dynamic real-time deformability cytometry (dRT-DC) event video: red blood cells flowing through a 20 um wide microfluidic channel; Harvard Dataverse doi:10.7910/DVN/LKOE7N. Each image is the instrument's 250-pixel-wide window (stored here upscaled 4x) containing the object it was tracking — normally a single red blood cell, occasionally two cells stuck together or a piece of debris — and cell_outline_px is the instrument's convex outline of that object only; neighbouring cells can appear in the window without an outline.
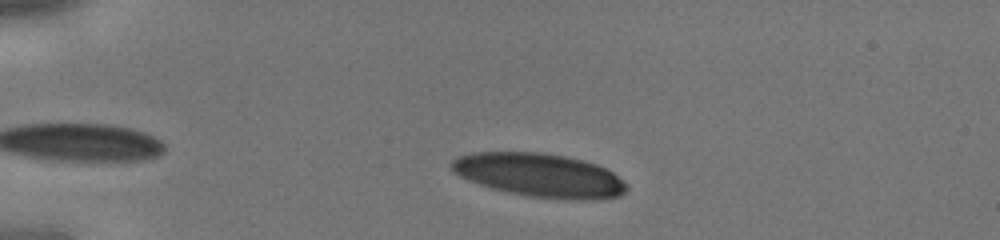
{"species": "human", "species_latin": "Homo sapiens", "temperature_condition": "cold", "stored_images_in_passage": 38, "camera_frame_rate_fps": 3000, "um_per_image_px": 0.085, "donor": {"sex": "male"}, "frame": {"image": 1, "passage_image": 5, "time_ms": 1.333, "image_size_px": [1000, 240], "cell_outline_px": [[628, 188], [620, 196], [584, 200], [568, 200], [528, 196], [492, 188], [468, 180], [452, 172], [452, 160], [460, 156], [472, 152], [540, 152], [564, 156], [584, 160], [596, 164], [612, 172], [628, 184]], "centroid_in_image_um": [45.87, 14.89], "position_along_channel_um": 39.1, "area_um2": 44.39}}
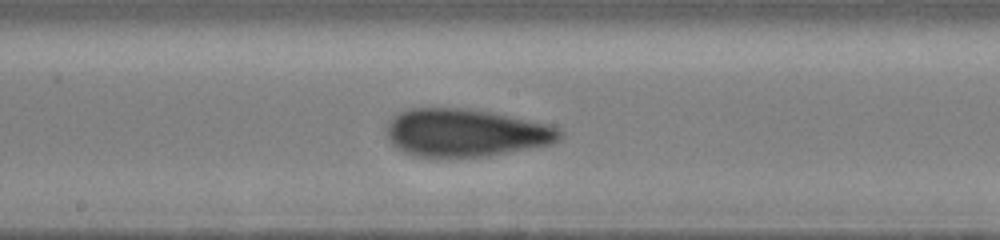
{"frame": {"image": 2, "passage_image": 19, "time_ms": 6.0, "image_size_px": [1000, 240], "cell_outline_px": [[564, 136], [560, 140], [552, 144], [532, 148], [488, 156], [416, 156], [404, 152], [396, 148], [392, 144], [388, 136], [388, 124], [400, 112], [412, 108], [460, 108], [492, 112], [552, 124], [560, 128], [564, 132]], "centroid_in_image_um": [39.69, 11.28], "position_along_channel_um": 208.5, "area_um2": 48.21}}
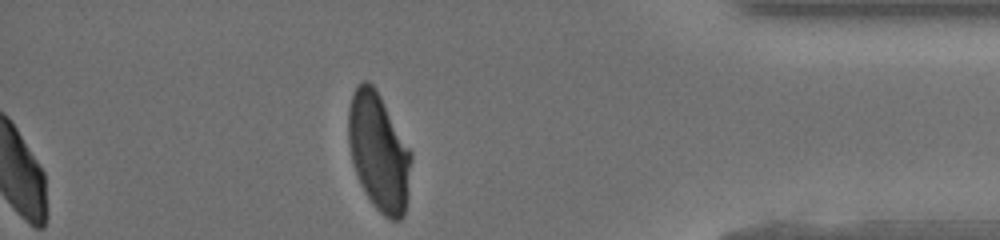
{"frame": {"image": 3, "passage_image": 33, "time_ms": 10.667, "image_size_px": [1000, 240], "cell_outline_px": [[412, 160], [408, 192], [404, 216], [400, 220], [388, 220], [372, 204], [356, 172], [352, 160], [348, 144], [348, 108], [352, 92], [356, 84], [364, 80], [368, 80], [376, 88], [412, 152]], "centroid_in_image_um": [32.19, 12.88], "position_along_channel_um": 403.0, "area_um2": 43.23}}